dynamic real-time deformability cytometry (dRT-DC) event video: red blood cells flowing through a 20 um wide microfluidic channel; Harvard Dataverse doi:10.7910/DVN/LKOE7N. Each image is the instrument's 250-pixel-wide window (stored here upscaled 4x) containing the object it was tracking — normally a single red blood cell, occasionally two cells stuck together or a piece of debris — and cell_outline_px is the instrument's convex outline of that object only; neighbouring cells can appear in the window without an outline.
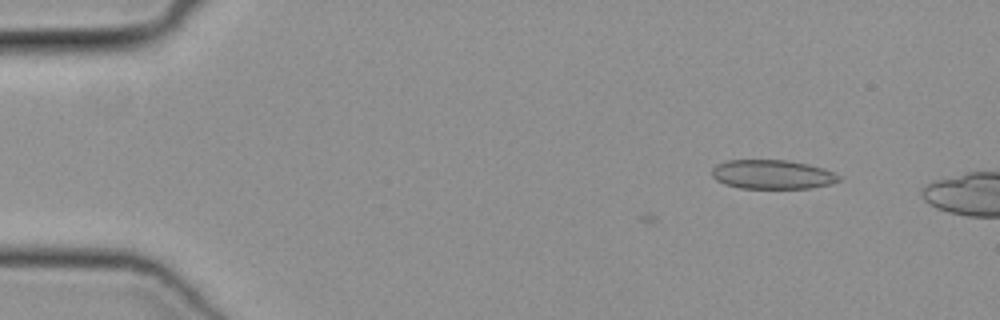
{"species": "common noctule bat (a hibernating species)", "species_latin": "Nyctalus noctula", "temperature_condition": "cold", "stored_images_in_passage": 7, "camera_frame_rate_fps": 3000, "um_per_image_px": 0.085, "animal": {"sex": "female", "body_mass_g": 19.3, "forearm_length_mm": 54.1}, "frame": {"image": 1, "passage_image": 7, "time_ms": 2.0, "image_size_px": [1000, 320], "cell_outline_px": [[840, 180], [832, 184], [812, 188], [740, 188], [724, 184], [716, 180], [712, 176], [712, 168], [716, 164], [728, 160], [784, 160], [808, 164], [824, 168], [840, 176]], "centroid_in_image_um": [65.64, 14.83], "position_along_channel_um": 19.4, "area_um2": 21.62}}